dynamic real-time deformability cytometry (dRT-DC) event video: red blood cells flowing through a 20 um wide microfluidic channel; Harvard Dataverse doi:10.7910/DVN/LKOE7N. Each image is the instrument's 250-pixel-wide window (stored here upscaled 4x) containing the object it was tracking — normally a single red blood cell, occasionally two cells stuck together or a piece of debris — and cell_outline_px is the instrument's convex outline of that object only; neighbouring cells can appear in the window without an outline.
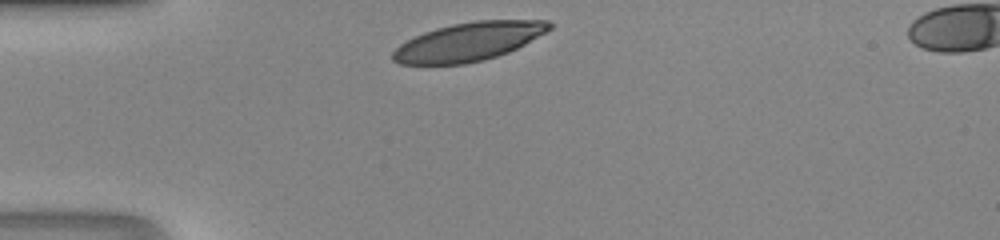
{"species": "human", "species_latin": "Homo sapiens", "temperature_condition": "room temperature", "stored_images_in_passage": 26, "camera_frame_rate_fps": 3000, "um_per_image_px": 0.085, "donor": {"sex": "male"}, "frame": {"image": 1, "passage_image": 1, "time_ms": 0.0, "image_size_px": [1000, 240], "cell_outline_px": [[552, 28], [524, 44], [508, 52], [484, 60], [464, 64], [400, 64], [392, 60], [392, 52], [400, 44], [424, 32], [436, 28], [452, 24], [476, 20], [548, 20], [552, 24]], "centroid_in_image_um": [39.82, 3.54], "position_along_channel_um": 45.2, "area_um2": 34.85}}
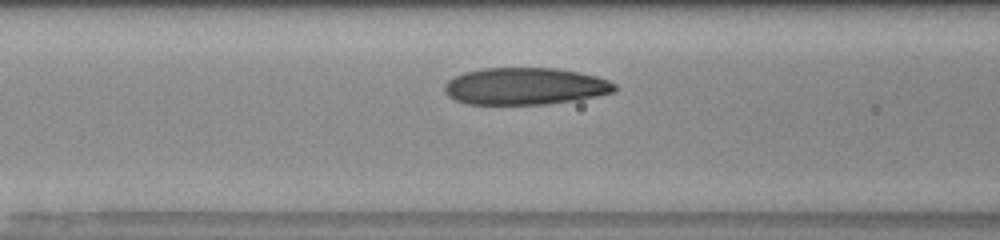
{"frame": {"image": 2, "passage_image": 8, "time_ms": 2.333, "image_size_px": [1000, 240], "cell_outline_px": [[616, 92], [576, 100], [548, 104], [468, 104], [456, 100], [448, 96], [444, 92], [444, 84], [448, 80], [464, 72], [480, 68], [556, 68], [596, 76], [608, 80], [616, 84]], "centroid_in_image_um": [44.63, 7.33], "position_along_channel_um": 122.0, "area_um2": 36.82}}
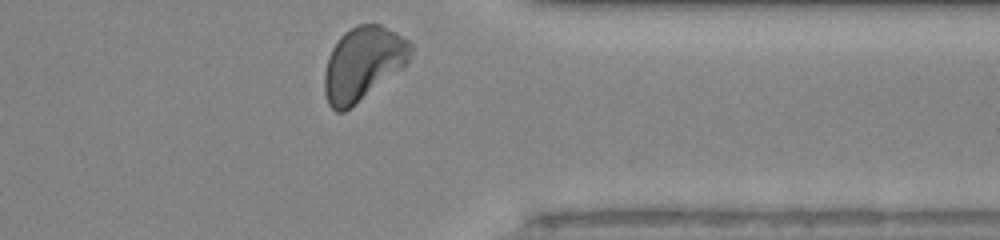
{"frame": {"image": 3, "passage_image": 26, "time_ms": 8.333, "image_size_px": [1000, 240], "cell_outline_px": [[416, 48], [408, 64], [404, 68], [344, 112], [336, 112], [328, 104], [324, 92], [324, 72], [328, 56], [332, 48], [340, 36], [344, 32], [360, 24], [380, 24], [396, 32], [408, 40]], "centroid_in_image_um": [30.89, 5.4], "position_along_channel_um": 380.5, "area_um2": 37.34}}